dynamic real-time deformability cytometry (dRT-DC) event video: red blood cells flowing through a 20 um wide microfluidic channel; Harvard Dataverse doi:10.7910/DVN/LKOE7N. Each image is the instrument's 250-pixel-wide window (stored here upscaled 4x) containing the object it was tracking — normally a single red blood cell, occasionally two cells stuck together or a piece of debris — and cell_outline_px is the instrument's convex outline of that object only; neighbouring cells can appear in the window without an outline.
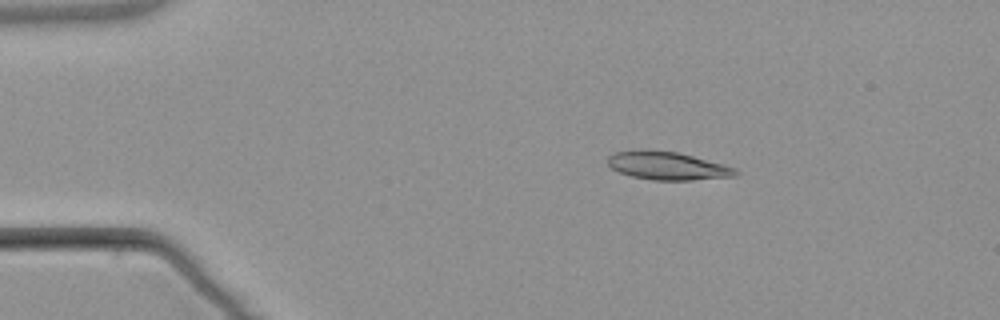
{"species": "common noctule bat (a hibernating species)", "species_latin": "Nyctalus noctula", "temperature_condition": "warm", "stored_images_in_passage": 5, "camera_frame_rate_fps": 3000, "um_per_image_px": 0.085, "animal": {"sex": "male", "body_mass_g": 21.5, "forearm_length_mm": 52.0}, "frame": {"image": 1, "passage_image": 3, "time_ms": 2.333, "image_size_px": [1000, 320], "cell_outline_px": [[740, 172], [736, 176], [692, 180], [652, 180], [632, 176], [620, 172], [612, 168], [608, 164], [608, 156], [612, 152], [676, 152], [724, 164], [736, 168]], "centroid_in_image_um": [56.81, 14.13], "position_along_channel_um": 28.2, "area_um2": 20.23}}
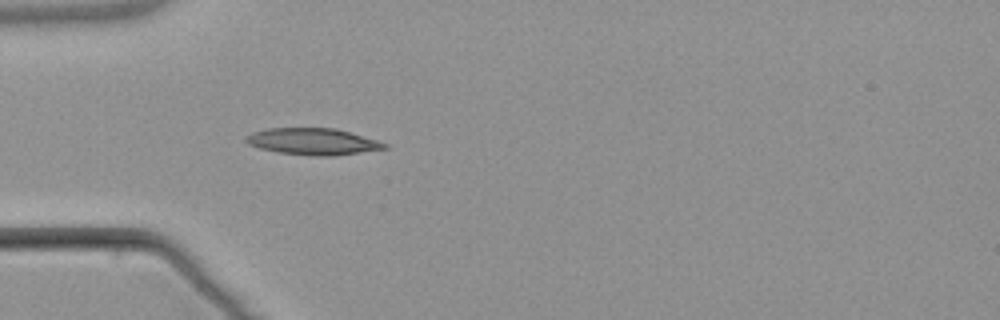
{"frame": {"image": 2, "passage_image": 5, "time_ms": 4.667, "image_size_px": [1000, 320], "cell_outline_px": [[392, 148], [332, 156], [312, 156], [276, 152], [260, 148], [248, 144], [244, 140], [244, 136], [252, 132], [268, 128], [336, 128], [376, 140], [388, 144]], "centroid_in_image_um": [26.59, 12.03], "position_along_channel_um": 58.4, "area_um2": 21.68}}